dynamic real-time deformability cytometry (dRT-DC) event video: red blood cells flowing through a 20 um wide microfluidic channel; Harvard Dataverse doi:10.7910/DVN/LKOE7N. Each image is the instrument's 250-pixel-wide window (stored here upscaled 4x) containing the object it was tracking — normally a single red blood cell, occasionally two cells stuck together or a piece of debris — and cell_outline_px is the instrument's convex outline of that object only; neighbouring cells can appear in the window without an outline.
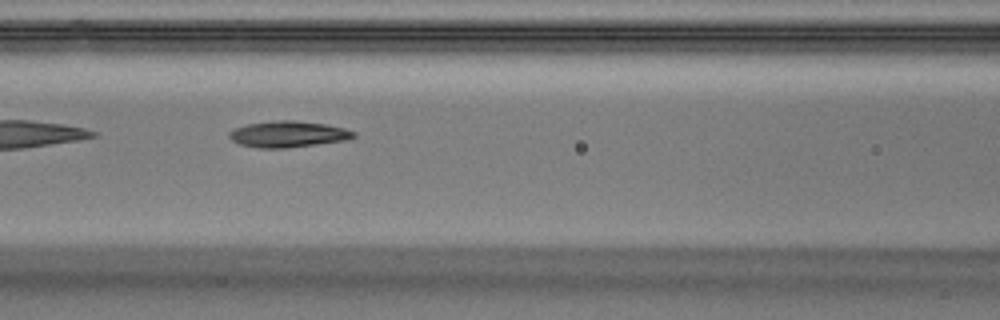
{"species": "Egyptian fruit bat (a non-hibernating species)", "species_latin": "Rousettus aegyptiacus", "temperature_condition": "warm", "stored_images_in_passage": 8, "camera_frame_rate_fps": 3000, "um_per_image_px": 0.085, "animal": {"sex": "male"}, "frame": {"image": 1, "passage_image": 6, "time_ms": 1.667, "image_size_px": [1000, 320], "cell_outline_px": [[356, 136], [344, 140], [316, 144], [284, 148], [260, 148], [240, 144], [232, 140], [228, 136], [228, 132], [236, 128], [248, 124], [276, 120], [292, 120], [324, 124], [344, 128], [356, 132]], "centroid_in_image_um": [24.47, 11.4], "position_along_channel_um": 142.1, "area_um2": 18.73}}
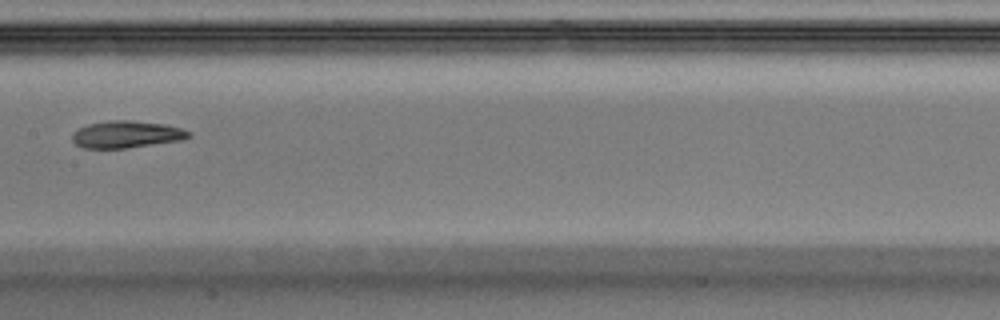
{"frame": {"image": 2, "passage_image": 7, "time_ms": 2.0, "image_size_px": [1000, 320], "cell_outline_px": [[192, 136], [180, 140], [124, 148], [84, 148], [76, 144], [72, 140], [72, 132], [88, 124], [108, 120], [128, 120], [164, 124], [180, 128], [192, 132]], "centroid_in_image_um": [10.73, 11.41], "position_along_channel_um": 196.7, "area_um2": 18.21}}
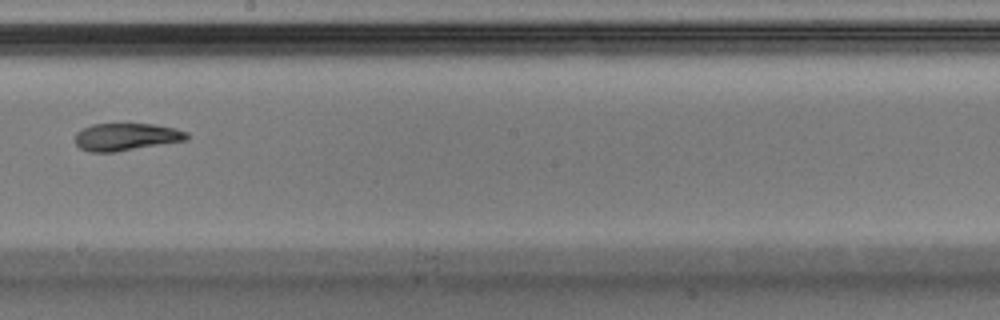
{"frame": {"image": 3, "passage_image": 8, "time_ms": 2.333, "image_size_px": [1000, 320], "cell_outline_px": [[188, 140], [116, 152], [88, 152], [80, 148], [76, 144], [76, 132], [92, 124], [156, 124], [176, 128], [188, 132]], "centroid_in_image_um": [10.75, 11.64], "position_along_channel_um": 237.4, "area_um2": 17.98}}